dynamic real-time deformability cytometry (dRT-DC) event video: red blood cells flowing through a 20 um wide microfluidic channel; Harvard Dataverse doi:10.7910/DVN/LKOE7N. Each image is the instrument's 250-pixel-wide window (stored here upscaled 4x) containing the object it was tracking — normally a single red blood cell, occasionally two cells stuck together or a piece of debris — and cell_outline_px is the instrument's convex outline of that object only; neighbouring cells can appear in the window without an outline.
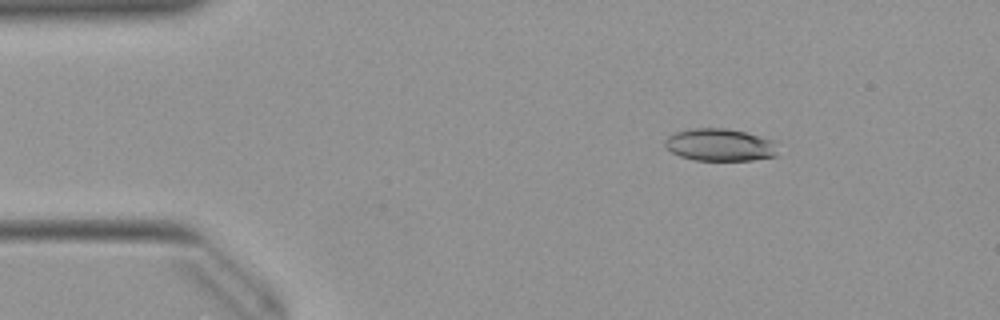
{"species": "Egyptian fruit bat (a non-hibernating species)", "species_latin": "Rousettus aegyptiacus", "temperature_condition": "warm", "stored_images_in_passage": 7, "camera_frame_rate_fps": 3000, "um_per_image_px": 0.085, "animal": {"sex": "female"}, "frame": {"image": 1, "passage_image": 1, "time_ms": 0.0, "image_size_px": [1000, 320], "cell_outline_px": [[776, 156], [752, 160], [696, 160], [680, 156], [672, 152], [664, 144], [664, 140], [668, 136], [676, 132], [692, 128], [724, 128], [744, 132], [776, 140]], "centroid_in_image_um": [61.2, 12.31], "position_along_channel_um": 23.8, "area_um2": 21.27}}